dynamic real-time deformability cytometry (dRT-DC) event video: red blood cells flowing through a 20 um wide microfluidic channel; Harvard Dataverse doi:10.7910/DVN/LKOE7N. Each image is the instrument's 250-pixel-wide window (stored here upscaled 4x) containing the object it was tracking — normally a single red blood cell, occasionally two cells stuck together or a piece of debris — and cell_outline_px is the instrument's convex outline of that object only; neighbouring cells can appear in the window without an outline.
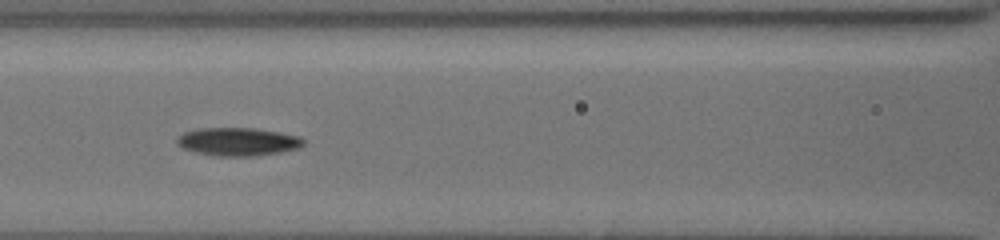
{"species": "common noctule bat (a hibernating species)", "species_latin": "Nyctalus noctula", "temperature_condition": "cold", "stored_images_in_passage": 10, "camera_frame_rate_fps": 3000, "um_per_image_px": 0.085, "animal": {"sex": "female", "body_mass_g": 19.5, "forearm_length_mm": 54.1}, "frame": {"image": 1, "passage_image": 9, "time_ms": 2.667, "image_size_px": [1000, 240], "cell_outline_px": [[304, 144], [300, 148], [280, 152], [256, 156], [216, 156], [196, 152], [184, 148], [176, 144], [176, 140], [184, 132], [200, 128], [256, 128], [280, 132], [300, 136], [304, 140]], "centroid_in_image_um": [20.26, 12.04], "position_along_channel_um": 146.3, "area_um2": 20.81}}